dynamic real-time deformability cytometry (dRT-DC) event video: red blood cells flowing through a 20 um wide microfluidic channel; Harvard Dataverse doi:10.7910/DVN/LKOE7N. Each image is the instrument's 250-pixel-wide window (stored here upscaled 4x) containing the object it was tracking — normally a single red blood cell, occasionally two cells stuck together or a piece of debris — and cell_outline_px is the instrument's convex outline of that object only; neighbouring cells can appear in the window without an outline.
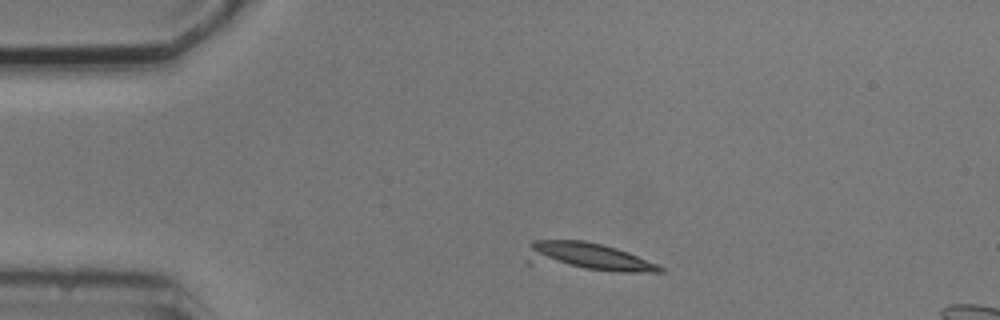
{"species": "common noctule bat (a hibernating species)", "species_latin": "Nyctalus noctula", "temperature_condition": "cold", "stored_images_in_passage": 3, "camera_frame_rate_fps": 3000, "um_per_image_px": 0.085, "animal": {"sex": "male", "body_mass_g": 20.5, "forearm_length_mm": 52.5}, "frame": {"image": 1, "passage_image": 1, "time_ms": 0.0, "image_size_px": [1000, 320], "cell_outline_px": [[668, 272], [616, 272], [524, 264], [524, 260], [528, 244], [532, 240], [584, 240], [604, 244], [628, 252], [668, 268]], "centroid_in_image_um": [49.88, 21.84], "position_along_channel_um": 35.1, "area_um2": 22.77}}